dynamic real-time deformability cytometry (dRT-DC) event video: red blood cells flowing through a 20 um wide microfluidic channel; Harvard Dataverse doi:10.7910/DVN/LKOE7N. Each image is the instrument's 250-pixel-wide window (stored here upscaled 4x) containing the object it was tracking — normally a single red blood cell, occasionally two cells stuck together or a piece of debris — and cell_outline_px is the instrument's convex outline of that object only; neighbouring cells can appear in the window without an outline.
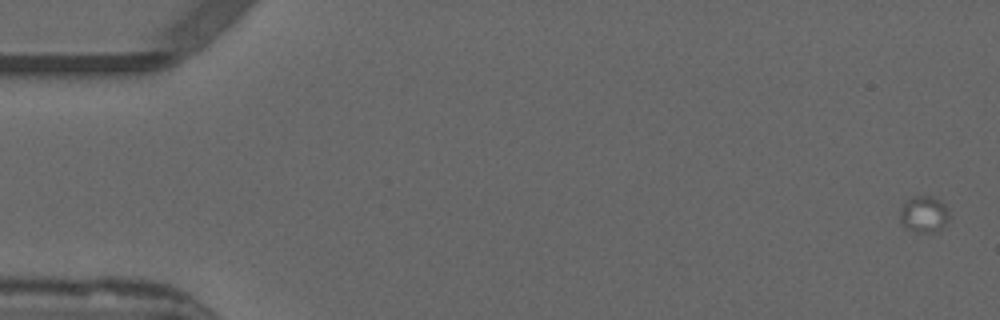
{"species": "common noctule bat (a hibernating species)", "species_latin": "Nyctalus noctula", "temperature_condition": "warm", "stored_images_in_passage": 11, "camera_frame_rate_fps": 3000, "um_per_image_px": 0.085, "animal": {"sex": "male", "forearm_length_mm": 52.5}, "frame": {"image": 1, "passage_image": 1, "time_ms": 0.0, "image_size_px": [1000, 320], "cell_outline_px": [[948, 220], [940, 228], [932, 232], [916, 232], [900, 224], [900, 208], [912, 196], [932, 196], [944, 204], [948, 208]], "centroid_in_image_um": [78.51, 18.2], "position_along_channel_um": 6.5, "area_um2": 10.29}}